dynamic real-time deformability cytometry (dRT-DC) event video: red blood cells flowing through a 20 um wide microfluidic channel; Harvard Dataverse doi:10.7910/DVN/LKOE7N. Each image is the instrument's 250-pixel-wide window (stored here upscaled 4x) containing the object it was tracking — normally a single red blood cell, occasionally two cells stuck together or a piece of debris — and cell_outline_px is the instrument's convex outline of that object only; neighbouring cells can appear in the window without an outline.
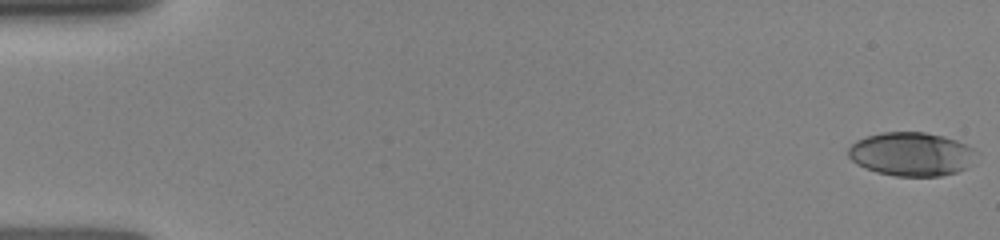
{"species": "human", "species_latin": "Homo sapiens", "temperature_condition": "room temperature", "stored_images_in_passage": 48, "camera_frame_rate_fps": 3000, "um_per_image_px": 0.085, "donor": {"sex": "female"}, "frame": {"image": 1, "passage_image": 1, "time_ms": 0.0, "image_size_px": [1000, 240], "cell_outline_px": [[980, 152], [964, 168], [956, 172], [940, 176], [896, 176], [876, 172], [864, 168], [856, 164], [848, 156], [848, 148], [856, 140], [880, 132], [924, 132], [944, 136], [956, 140]], "centroid_in_image_um": [77.44, 13.09], "position_along_channel_um": 7.6, "area_um2": 32.6}}
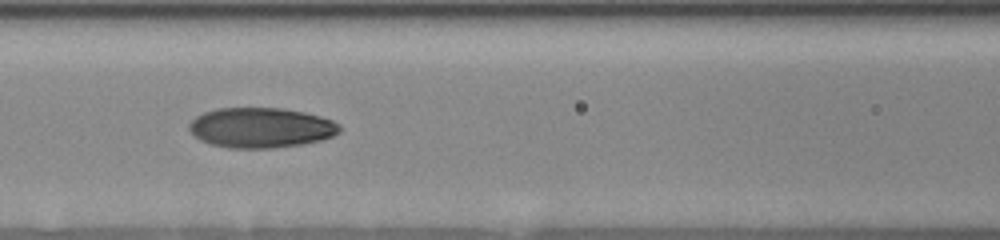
{"frame": {"image": 2, "passage_image": 26, "time_ms": 7.0, "image_size_px": [1000, 240], "cell_outline_px": [[340, 132], [332, 136], [320, 140], [304, 144], [272, 148], [228, 148], [212, 144], [200, 140], [188, 128], [188, 124], [196, 116], [204, 112], [216, 108], [284, 108], [304, 112], [320, 116], [332, 120], [340, 124]], "centroid_in_image_um": [22.18, 10.85], "position_along_channel_um": 144.4, "area_um2": 35.26}}
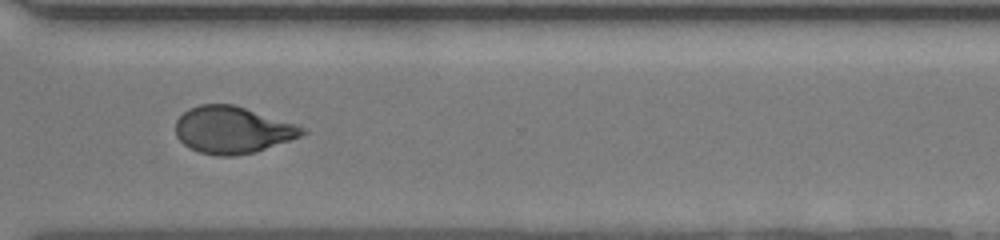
{"frame": {"image": 3, "passage_image": 47, "time_ms": 12.0, "image_size_px": [1000, 240], "cell_outline_px": [[308, 132], [300, 136], [256, 152], [232, 156], [216, 156], [200, 152], [184, 144], [176, 136], [176, 120], [188, 108], [200, 104], [232, 104], [296, 124], [304, 128]], "centroid_in_image_um": [19.74, 11.04], "position_along_channel_um": 350.9, "area_um2": 34.39}}